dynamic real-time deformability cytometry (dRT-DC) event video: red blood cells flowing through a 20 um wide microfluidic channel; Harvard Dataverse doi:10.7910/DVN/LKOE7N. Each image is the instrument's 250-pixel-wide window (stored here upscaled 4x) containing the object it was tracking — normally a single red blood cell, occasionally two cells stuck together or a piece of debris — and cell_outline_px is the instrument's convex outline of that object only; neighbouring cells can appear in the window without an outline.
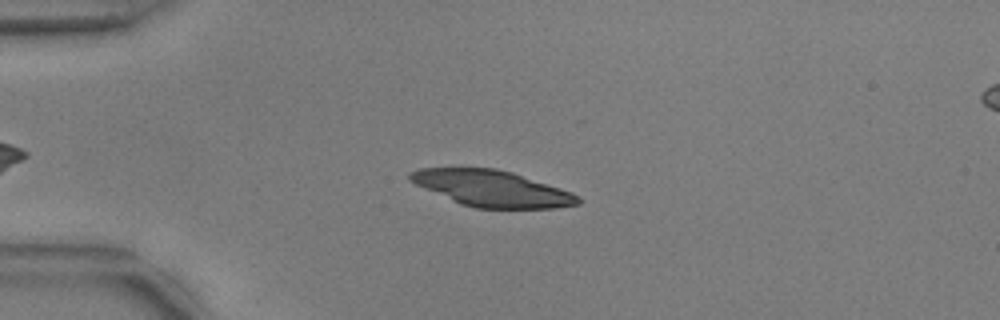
{"species": "common noctule bat (a hibernating species)", "species_latin": "Nyctalus noctula", "temperature_condition": "warm", "stored_images_in_passage": 48, "camera_frame_rate_fps": 3000, "um_per_image_px": 0.085, "animal": {"sex": "male", "body_mass_g": 17.9, "forearm_length_mm": 54.2}, "frame": {"image": 1, "passage_image": 8, "time_ms": 2.333, "image_size_px": [1000, 320], "cell_outline_px": [[584, 200], [580, 204], [556, 208], [476, 208], [460, 204], [416, 184], [408, 180], [408, 172], [420, 168], [496, 168], [512, 172], [572, 192], [580, 196]], "centroid_in_image_um": [41.84, 16.02], "position_along_channel_um": 43.2, "area_um2": 35.32}}